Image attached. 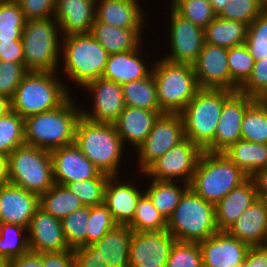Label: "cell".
<instances>
[{"instance_id":"6da1fadb","label":"cell","mask_w":267,"mask_h":267,"mask_svg":"<svg viewBox=\"0 0 267 267\" xmlns=\"http://www.w3.org/2000/svg\"><path fill=\"white\" fill-rule=\"evenodd\" d=\"M81 111L71 95L56 109L24 118L25 143L49 151L75 143Z\"/></svg>"},{"instance_id":"7a4b0ae2","label":"cell","mask_w":267,"mask_h":267,"mask_svg":"<svg viewBox=\"0 0 267 267\" xmlns=\"http://www.w3.org/2000/svg\"><path fill=\"white\" fill-rule=\"evenodd\" d=\"M58 76L56 72L28 71L8 102L9 109L26 118L61 106L71 93Z\"/></svg>"},{"instance_id":"3957f363","label":"cell","mask_w":267,"mask_h":267,"mask_svg":"<svg viewBox=\"0 0 267 267\" xmlns=\"http://www.w3.org/2000/svg\"><path fill=\"white\" fill-rule=\"evenodd\" d=\"M75 144L101 173L118 176L125 146L113 123L93 122L81 116L75 129Z\"/></svg>"},{"instance_id":"277c9868","label":"cell","mask_w":267,"mask_h":267,"mask_svg":"<svg viewBox=\"0 0 267 267\" xmlns=\"http://www.w3.org/2000/svg\"><path fill=\"white\" fill-rule=\"evenodd\" d=\"M248 178L224 153L203 151L189 187L205 201L216 205Z\"/></svg>"},{"instance_id":"5b68a950","label":"cell","mask_w":267,"mask_h":267,"mask_svg":"<svg viewBox=\"0 0 267 267\" xmlns=\"http://www.w3.org/2000/svg\"><path fill=\"white\" fill-rule=\"evenodd\" d=\"M61 43V70L70 82L83 88L102 77L109 53L90 33L62 37Z\"/></svg>"},{"instance_id":"8992f818","label":"cell","mask_w":267,"mask_h":267,"mask_svg":"<svg viewBox=\"0 0 267 267\" xmlns=\"http://www.w3.org/2000/svg\"><path fill=\"white\" fill-rule=\"evenodd\" d=\"M167 231L177 241L199 243L217 233L215 205L198 196L190 187L167 219Z\"/></svg>"},{"instance_id":"52a82bcc","label":"cell","mask_w":267,"mask_h":267,"mask_svg":"<svg viewBox=\"0 0 267 267\" xmlns=\"http://www.w3.org/2000/svg\"><path fill=\"white\" fill-rule=\"evenodd\" d=\"M233 93L228 89L200 88L180 113L185 138L204 151L214 141L223 104Z\"/></svg>"},{"instance_id":"ba28073f","label":"cell","mask_w":267,"mask_h":267,"mask_svg":"<svg viewBox=\"0 0 267 267\" xmlns=\"http://www.w3.org/2000/svg\"><path fill=\"white\" fill-rule=\"evenodd\" d=\"M60 38L62 35L55 17L27 20L21 38L25 68L57 72L61 57Z\"/></svg>"},{"instance_id":"9c48e42d","label":"cell","mask_w":267,"mask_h":267,"mask_svg":"<svg viewBox=\"0 0 267 267\" xmlns=\"http://www.w3.org/2000/svg\"><path fill=\"white\" fill-rule=\"evenodd\" d=\"M152 74L158 104L164 113H181L200 89L193 65L173 63L163 58L153 61Z\"/></svg>"},{"instance_id":"30bf717a","label":"cell","mask_w":267,"mask_h":267,"mask_svg":"<svg viewBox=\"0 0 267 267\" xmlns=\"http://www.w3.org/2000/svg\"><path fill=\"white\" fill-rule=\"evenodd\" d=\"M7 157L9 183L38 196L55 184L49 150L24 144Z\"/></svg>"},{"instance_id":"8fae6325","label":"cell","mask_w":267,"mask_h":267,"mask_svg":"<svg viewBox=\"0 0 267 267\" xmlns=\"http://www.w3.org/2000/svg\"><path fill=\"white\" fill-rule=\"evenodd\" d=\"M185 139L184 122L180 113H163L153 124L144 142L136 148L139 173Z\"/></svg>"},{"instance_id":"7c38bea8","label":"cell","mask_w":267,"mask_h":267,"mask_svg":"<svg viewBox=\"0 0 267 267\" xmlns=\"http://www.w3.org/2000/svg\"><path fill=\"white\" fill-rule=\"evenodd\" d=\"M203 150L185 138L154 161L143 173L149 180L180 181L190 184Z\"/></svg>"},{"instance_id":"4fadbf2b","label":"cell","mask_w":267,"mask_h":267,"mask_svg":"<svg viewBox=\"0 0 267 267\" xmlns=\"http://www.w3.org/2000/svg\"><path fill=\"white\" fill-rule=\"evenodd\" d=\"M170 54L163 59L193 65L205 43L204 29L179 15L170 7Z\"/></svg>"},{"instance_id":"5bb4252c","label":"cell","mask_w":267,"mask_h":267,"mask_svg":"<svg viewBox=\"0 0 267 267\" xmlns=\"http://www.w3.org/2000/svg\"><path fill=\"white\" fill-rule=\"evenodd\" d=\"M176 238L167 230L132 233L129 267H166Z\"/></svg>"},{"instance_id":"9a60e30c","label":"cell","mask_w":267,"mask_h":267,"mask_svg":"<svg viewBox=\"0 0 267 267\" xmlns=\"http://www.w3.org/2000/svg\"><path fill=\"white\" fill-rule=\"evenodd\" d=\"M255 100L239 91L234 92L223 104L214 141L204 151L223 153L239 141L244 113Z\"/></svg>"},{"instance_id":"2e32d148","label":"cell","mask_w":267,"mask_h":267,"mask_svg":"<svg viewBox=\"0 0 267 267\" xmlns=\"http://www.w3.org/2000/svg\"><path fill=\"white\" fill-rule=\"evenodd\" d=\"M90 92L92 112L83 110L81 114L93 122L113 123L125 108L122 85L115 81L100 77L88 82L84 87Z\"/></svg>"},{"instance_id":"e0dca14e","label":"cell","mask_w":267,"mask_h":267,"mask_svg":"<svg viewBox=\"0 0 267 267\" xmlns=\"http://www.w3.org/2000/svg\"><path fill=\"white\" fill-rule=\"evenodd\" d=\"M199 88L228 89L233 91L227 48L204 43L197 61L193 64Z\"/></svg>"},{"instance_id":"ac0fdd59","label":"cell","mask_w":267,"mask_h":267,"mask_svg":"<svg viewBox=\"0 0 267 267\" xmlns=\"http://www.w3.org/2000/svg\"><path fill=\"white\" fill-rule=\"evenodd\" d=\"M50 152L54 183L66 185L73 181L98 178L102 174L75 143Z\"/></svg>"},{"instance_id":"d6986e66","label":"cell","mask_w":267,"mask_h":267,"mask_svg":"<svg viewBox=\"0 0 267 267\" xmlns=\"http://www.w3.org/2000/svg\"><path fill=\"white\" fill-rule=\"evenodd\" d=\"M202 253L203 267H242L250 246L229 235L218 231L198 243Z\"/></svg>"},{"instance_id":"ffe728a7","label":"cell","mask_w":267,"mask_h":267,"mask_svg":"<svg viewBox=\"0 0 267 267\" xmlns=\"http://www.w3.org/2000/svg\"><path fill=\"white\" fill-rule=\"evenodd\" d=\"M27 234L29 250L32 253L71 250L66 243L61 220L54 218L40 207L31 218Z\"/></svg>"},{"instance_id":"44dd1931","label":"cell","mask_w":267,"mask_h":267,"mask_svg":"<svg viewBox=\"0 0 267 267\" xmlns=\"http://www.w3.org/2000/svg\"><path fill=\"white\" fill-rule=\"evenodd\" d=\"M39 208V196L7 183L0 186V223L17 224L28 229Z\"/></svg>"},{"instance_id":"7402d4cb","label":"cell","mask_w":267,"mask_h":267,"mask_svg":"<svg viewBox=\"0 0 267 267\" xmlns=\"http://www.w3.org/2000/svg\"><path fill=\"white\" fill-rule=\"evenodd\" d=\"M119 177L120 175L109 177L105 187L104 204L117 224L128 225L135 215L137 202L144 190H139L127 180L123 182Z\"/></svg>"},{"instance_id":"603a6c76","label":"cell","mask_w":267,"mask_h":267,"mask_svg":"<svg viewBox=\"0 0 267 267\" xmlns=\"http://www.w3.org/2000/svg\"><path fill=\"white\" fill-rule=\"evenodd\" d=\"M144 15L140 0H96L95 20L110 26L143 30Z\"/></svg>"},{"instance_id":"cb8c5ba5","label":"cell","mask_w":267,"mask_h":267,"mask_svg":"<svg viewBox=\"0 0 267 267\" xmlns=\"http://www.w3.org/2000/svg\"><path fill=\"white\" fill-rule=\"evenodd\" d=\"M96 0H56L55 15L62 37L88 34L95 20Z\"/></svg>"},{"instance_id":"d4e9b609","label":"cell","mask_w":267,"mask_h":267,"mask_svg":"<svg viewBox=\"0 0 267 267\" xmlns=\"http://www.w3.org/2000/svg\"><path fill=\"white\" fill-rule=\"evenodd\" d=\"M226 232L250 247L262 246L267 240V201L258 198Z\"/></svg>"},{"instance_id":"484cf974","label":"cell","mask_w":267,"mask_h":267,"mask_svg":"<svg viewBox=\"0 0 267 267\" xmlns=\"http://www.w3.org/2000/svg\"><path fill=\"white\" fill-rule=\"evenodd\" d=\"M163 113V111L125 106L113 125L124 146L128 142L136 150L152 130L156 119Z\"/></svg>"},{"instance_id":"4316f807","label":"cell","mask_w":267,"mask_h":267,"mask_svg":"<svg viewBox=\"0 0 267 267\" xmlns=\"http://www.w3.org/2000/svg\"><path fill=\"white\" fill-rule=\"evenodd\" d=\"M258 193L251 177L232 189L215 205L219 231H226L257 199Z\"/></svg>"},{"instance_id":"83f0119b","label":"cell","mask_w":267,"mask_h":267,"mask_svg":"<svg viewBox=\"0 0 267 267\" xmlns=\"http://www.w3.org/2000/svg\"><path fill=\"white\" fill-rule=\"evenodd\" d=\"M141 47L140 45L134 50L109 54L102 77L120 85L148 77L153 68L141 60Z\"/></svg>"},{"instance_id":"f1b7e54d","label":"cell","mask_w":267,"mask_h":267,"mask_svg":"<svg viewBox=\"0 0 267 267\" xmlns=\"http://www.w3.org/2000/svg\"><path fill=\"white\" fill-rule=\"evenodd\" d=\"M132 233L128 225L117 224L92 245L97 249V254L110 267H129Z\"/></svg>"},{"instance_id":"f546056e","label":"cell","mask_w":267,"mask_h":267,"mask_svg":"<svg viewBox=\"0 0 267 267\" xmlns=\"http://www.w3.org/2000/svg\"><path fill=\"white\" fill-rule=\"evenodd\" d=\"M143 30H128L94 20L90 34L109 54L134 50L142 45Z\"/></svg>"},{"instance_id":"4dcf8cb0","label":"cell","mask_w":267,"mask_h":267,"mask_svg":"<svg viewBox=\"0 0 267 267\" xmlns=\"http://www.w3.org/2000/svg\"><path fill=\"white\" fill-rule=\"evenodd\" d=\"M223 153L249 177L267 167V144L240 139Z\"/></svg>"},{"instance_id":"1f68e13d","label":"cell","mask_w":267,"mask_h":267,"mask_svg":"<svg viewBox=\"0 0 267 267\" xmlns=\"http://www.w3.org/2000/svg\"><path fill=\"white\" fill-rule=\"evenodd\" d=\"M248 25L235 20L216 18L204 29L205 43L224 48L245 44Z\"/></svg>"},{"instance_id":"d6a6232c","label":"cell","mask_w":267,"mask_h":267,"mask_svg":"<svg viewBox=\"0 0 267 267\" xmlns=\"http://www.w3.org/2000/svg\"><path fill=\"white\" fill-rule=\"evenodd\" d=\"M151 181V185L144 192L167 220L179 204L184 192L189 188V184L182 182V185H178L179 181L168 180L152 179Z\"/></svg>"},{"instance_id":"836d02e7","label":"cell","mask_w":267,"mask_h":267,"mask_svg":"<svg viewBox=\"0 0 267 267\" xmlns=\"http://www.w3.org/2000/svg\"><path fill=\"white\" fill-rule=\"evenodd\" d=\"M39 207L54 218L62 220L84 205L66 185L55 183L46 193L39 196Z\"/></svg>"},{"instance_id":"e575fe53","label":"cell","mask_w":267,"mask_h":267,"mask_svg":"<svg viewBox=\"0 0 267 267\" xmlns=\"http://www.w3.org/2000/svg\"><path fill=\"white\" fill-rule=\"evenodd\" d=\"M125 106L162 111L158 104L156 84L151 73L148 77L122 85Z\"/></svg>"},{"instance_id":"d590c367","label":"cell","mask_w":267,"mask_h":267,"mask_svg":"<svg viewBox=\"0 0 267 267\" xmlns=\"http://www.w3.org/2000/svg\"><path fill=\"white\" fill-rule=\"evenodd\" d=\"M29 252L27 228L17 224L0 223V267Z\"/></svg>"},{"instance_id":"8d00e7d4","label":"cell","mask_w":267,"mask_h":267,"mask_svg":"<svg viewBox=\"0 0 267 267\" xmlns=\"http://www.w3.org/2000/svg\"><path fill=\"white\" fill-rule=\"evenodd\" d=\"M241 139L267 144V100L256 99L245 111Z\"/></svg>"},{"instance_id":"74e56055","label":"cell","mask_w":267,"mask_h":267,"mask_svg":"<svg viewBox=\"0 0 267 267\" xmlns=\"http://www.w3.org/2000/svg\"><path fill=\"white\" fill-rule=\"evenodd\" d=\"M26 21L16 0H0V41H21Z\"/></svg>"},{"instance_id":"f35d334b","label":"cell","mask_w":267,"mask_h":267,"mask_svg":"<svg viewBox=\"0 0 267 267\" xmlns=\"http://www.w3.org/2000/svg\"><path fill=\"white\" fill-rule=\"evenodd\" d=\"M128 227L134 232L167 230V220L144 192L136 206V212Z\"/></svg>"},{"instance_id":"ab89813d","label":"cell","mask_w":267,"mask_h":267,"mask_svg":"<svg viewBox=\"0 0 267 267\" xmlns=\"http://www.w3.org/2000/svg\"><path fill=\"white\" fill-rule=\"evenodd\" d=\"M24 144V118L8 108L0 115V154L8 156Z\"/></svg>"},{"instance_id":"60d3db41","label":"cell","mask_w":267,"mask_h":267,"mask_svg":"<svg viewBox=\"0 0 267 267\" xmlns=\"http://www.w3.org/2000/svg\"><path fill=\"white\" fill-rule=\"evenodd\" d=\"M89 207L73 211L61 220L66 243L71 250L87 246Z\"/></svg>"},{"instance_id":"b9f144b4","label":"cell","mask_w":267,"mask_h":267,"mask_svg":"<svg viewBox=\"0 0 267 267\" xmlns=\"http://www.w3.org/2000/svg\"><path fill=\"white\" fill-rule=\"evenodd\" d=\"M227 57L233 92H236L250 77L255 60L245 44L228 48Z\"/></svg>"},{"instance_id":"7bdbcfd3","label":"cell","mask_w":267,"mask_h":267,"mask_svg":"<svg viewBox=\"0 0 267 267\" xmlns=\"http://www.w3.org/2000/svg\"><path fill=\"white\" fill-rule=\"evenodd\" d=\"M109 175L102 173L98 178L73 181L66 186L75 194L84 206L91 207L104 203L105 187Z\"/></svg>"},{"instance_id":"ee69618b","label":"cell","mask_w":267,"mask_h":267,"mask_svg":"<svg viewBox=\"0 0 267 267\" xmlns=\"http://www.w3.org/2000/svg\"><path fill=\"white\" fill-rule=\"evenodd\" d=\"M170 6L182 17L205 29L215 18L207 0H171Z\"/></svg>"},{"instance_id":"f6af8a7d","label":"cell","mask_w":267,"mask_h":267,"mask_svg":"<svg viewBox=\"0 0 267 267\" xmlns=\"http://www.w3.org/2000/svg\"><path fill=\"white\" fill-rule=\"evenodd\" d=\"M245 45L255 61L267 57V7L248 25Z\"/></svg>"},{"instance_id":"bcb514c9","label":"cell","mask_w":267,"mask_h":267,"mask_svg":"<svg viewBox=\"0 0 267 267\" xmlns=\"http://www.w3.org/2000/svg\"><path fill=\"white\" fill-rule=\"evenodd\" d=\"M265 8L259 0H228L217 16L249 25Z\"/></svg>"},{"instance_id":"7dc6e473","label":"cell","mask_w":267,"mask_h":267,"mask_svg":"<svg viewBox=\"0 0 267 267\" xmlns=\"http://www.w3.org/2000/svg\"><path fill=\"white\" fill-rule=\"evenodd\" d=\"M116 225L117 223L104 203L89 207L87 246L99 241Z\"/></svg>"},{"instance_id":"c3c4849f","label":"cell","mask_w":267,"mask_h":267,"mask_svg":"<svg viewBox=\"0 0 267 267\" xmlns=\"http://www.w3.org/2000/svg\"><path fill=\"white\" fill-rule=\"evenodd\" d=\"M166 267H203L199 244L176 240L171 248Z\"/></svg>"},{"instance_id":"681fc988","label":"cell","mask_w":267,"mask_h":267,"mask_svg":"<svg viewBox=\"0 0 267 267\" xmlns=\"http://www.w3.org/2000/svg\"><path fill=\"white\" fill-rule=\"evenodd\" d=\"M27 72L24 64L0 60V97L9 102Z\"/></svg>"},{"instance_id":"f907efd6","label":"cell","mask_w":267,"mask_h":267,"mask_svg":"<svg viewBox=\"0 0 267 267\" xmlns=\"http://www.w3.org/2000/svg\"><path fill=\"white\" fill-rule=\"evenodd\" d=\"M238 91L254 99L267 100V57L255 61L250 77Z\"/></svg>"},{"instance_id":"816d5d0a","label":"cell","mask_w":267,"mask_h":267,"mask_svg":"<svg viewBox=\"0 0 267 267\" xmlns=\"http://www.w3.org/2000/svg\"><path fill=\"white\" fill-rule=\"evenodd\" d=\"M26 20L51 18L55 15L56 0H16Z\"/></svg>"},{"instance_id":"f5cc1de1","label":"cell","mask_w":267,"mask_h":267,"mask_svg":"<svg viewBox=\"0 0 267 267\" xmlns=\"http://www.w3.org/2000/svg\"><path fill=\"white\" fill-rule=\"evenodd\" d=\"M76 267H110L97 254L93 245L78 247L72 250Z\"/></svg>"},{"instance_id":"db71d44e","label":"cell","mask_w":267,"mask_h":267,"mask_svg":"<svg viewBox=\"0 0 267 267\" xmlns=\"http://www.w3.org/2000/svg\"><path fill=\"white\" fill-rule=\"evenodd\" d=\"M43 267H76L73 251L41 253Z\"/></svg>"},{"instance_id":"11a10c76","label":"cell","mask_w":267,"mask_h":267,"mask_svg":"<svg viewBox=\"0 0 267 267\" xmlns=\"http://www.w3.org/2000/svg\"><path fill=\"white\" fill-rule=\"evenodd\" d=\"M0 60L24 64L22 41H0Z\"/></svg>"},{"instance_id":"9f6ffc18","label":"cell","mask_w":267,"mask_h":267,"mask_svg":"<svg viewBox=\"0 0 267 267\" xmlns=\"http://www.w3.org/2000/svg\"><path fill=\"white\" fill-rule=\"evenodd\" d=\"M242 267H267V251L263 246L250 247Z\"/></svg>"},{"instance_id":"6f0895ef","label":"cell","mask_w":267,"mask_h":267,"mask_svg":"<svg viewBox=\"0 0 267 267\" xmlns=\"http://www.w3.org/2000/svg\"><path fill=\"white\" fill-rule=\"evenodd\" d=\"M3 267H43L41 260V253L35 254L29 252L26 255L15 258L9 261Z\"/></svg>"},{"instance_id":"680465c9","label":"cell","mask_w":267,"mask_h":267,"mask_svg":"<svg viewBox=\"0 0 267 267\" xmlns=\"http://www.w3.org/2000/svg\"><path fill=\"white\" fill-rule=\"evenodd\" d=\"M251 178L255 183L258 197L267 201V167L258 170Z\"/></svg>"},{"instance_id":"91938a15","label":"cell","mask_w":267,"mask_h":267,"mask_svg":"<svg viewBox=\"0 0 267 267\" xmlns=\"http://www.w3.org/2000/svg\"><path fill=\"white\" fill-rule=\"evenodd\" d=\"M9 183L8 180V157L0 154V186Z\"/></svg>"},{"instance_id":"94428289","label":"cell","mask_w":267,"mask_h":267,"mask_svg":"<svg viewBox=\"0 0 267 267\" xmlns=\"http://www.w3.org/2000/svg\"><path fill=\"white\" fill-rule=\"evenodd\" d=\"M213 9V12L218 15L222 9L224 8V6L226 5V2H228V0H207Z\"/></svg>"},{"instance_id":"6125c7cd","label":"cell","mask_w":267,"mask_h":267,"mask_svg":"<svg viewBox=\"0 0 267 267\" xmlns=\"http://www.w3.org/2000/svg\"><path fill=\"white\" fill-rule=\"evenodd\" d=\"M9 108V103L4 98L0 97V115Z\"/></svg>"},{"instance_id":"be15d7a7","label":"cell","mask_w":267,"mask_h":267,"mask_svg":"<svg viewBox=\"0 0 267 267\" xmlns=\"http://www.w3.org/2000/svg\"><path fill=\"white\" fill-rule=\"evenodd\" d=\"M259 1L267 7V0H259Z\"/></svg>"},{"instance_id":"e7e4bbea","label":"cell","mask_w":267,"mask_h":267,"mask_svg":"<svg viewBox=\"0 0 267 267\" xmlns=\"http://www.w3.org/2000/svg\"><path fill=\"white\" fill-rule=\"evenodd\" d=\"M265 249H266V251H267V240L264 242V244L262 245Z\"/></svg>"}]
</instances>
